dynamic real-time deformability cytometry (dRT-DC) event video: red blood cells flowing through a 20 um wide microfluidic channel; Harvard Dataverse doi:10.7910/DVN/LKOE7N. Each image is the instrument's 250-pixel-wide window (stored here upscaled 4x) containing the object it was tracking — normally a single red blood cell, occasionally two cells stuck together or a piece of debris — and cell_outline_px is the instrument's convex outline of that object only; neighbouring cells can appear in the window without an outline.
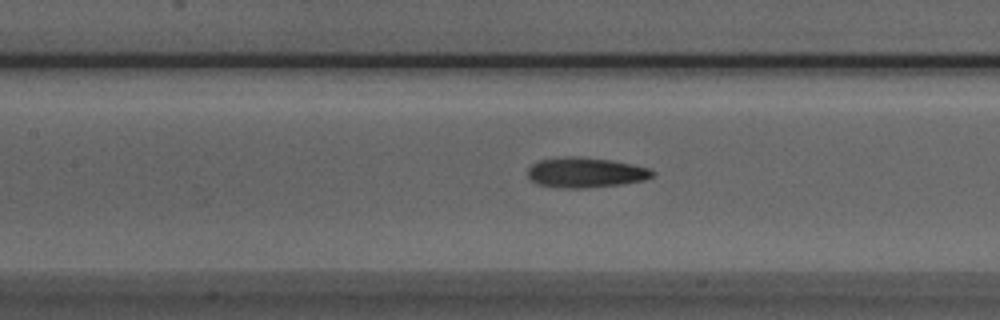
{"species": "Egyptian fruit bat (a non-hibernating species)", "species_latin": "Rousettus aegyptiacus", "temperature_condition": "room temperature", "stored_images_in_passage": 40, "camera_frame_rate_fps": 3000, "um_per_image_px": 0.085, "animal": {"sex": "male"}, "frame": {"image": 1, "passage_image": 21, "time_ms": 6.667, "image_size_px": [1000, 320], "cell_outline_px": [[656, 172], [652, 176], [644, 180], [620, 184], [584, 188], [564, 188], [540, 184], [532, 180], [528, 176], [528, 168], [532, 164], [540, 160], [568, 156], [580, 156], [612, 160], [632, 164], [648, 168]], "centroid_in_image_um": [49.78, 14.65], "position_along_channel_um": 157.6, "area_um2": 21.73}}
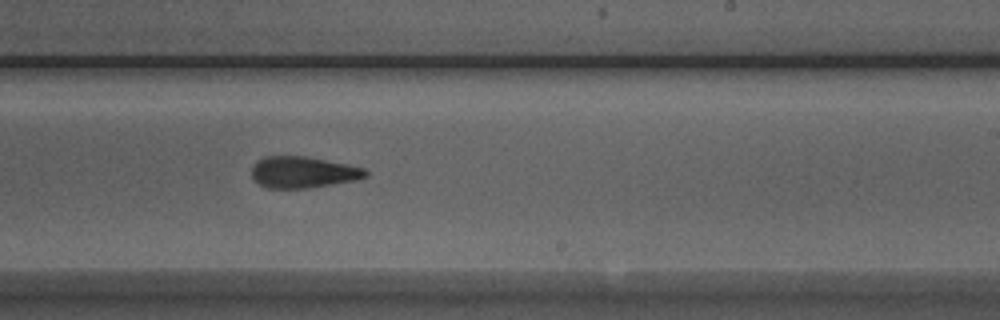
{"frame": {"image": 2, "passage_image": 29, "time_ms": 9.333, "image_size_px": [1000, 320], "cell_outline_px": [[368, 176], [356, 180], [308, 188], [268, 188], [252, 180], [252, 164], [256, 160], [264, 156], [304, 156], [348, 164], [364, 168], [368, 172]], "centroid_in_image_um": [25.73, 14.63], "position_along_channel_um": 263.3, "area_um2": 20.98}}
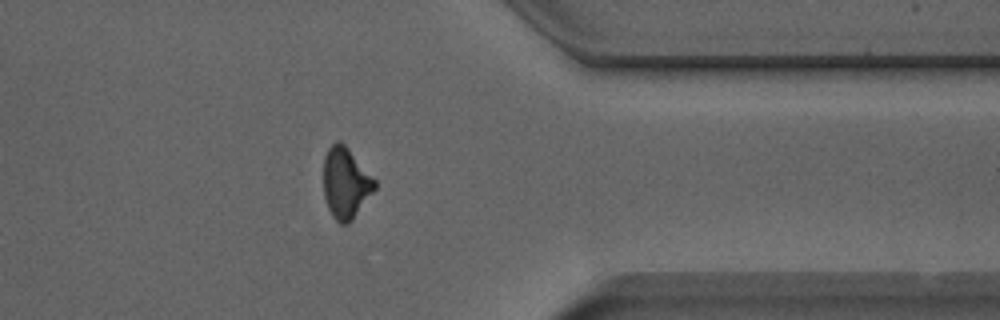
{"frame": {"image": 3, "passage_image": 39, "time_ms": 12.667, "image_size_px": [1000, 320], "cell_outline_px": [[376, 188], [352, 220], [348, 224], [340, 224], [332, 216], [328, 208], [324, 196], [324, 156], [328, 148], [336, 140], [340, 140], [348, 148], [376, 180]], "centroid_in_image_um": [29.38, 15.55], "position_along_channel_um": 382.0, "area_um2": 21.15}}